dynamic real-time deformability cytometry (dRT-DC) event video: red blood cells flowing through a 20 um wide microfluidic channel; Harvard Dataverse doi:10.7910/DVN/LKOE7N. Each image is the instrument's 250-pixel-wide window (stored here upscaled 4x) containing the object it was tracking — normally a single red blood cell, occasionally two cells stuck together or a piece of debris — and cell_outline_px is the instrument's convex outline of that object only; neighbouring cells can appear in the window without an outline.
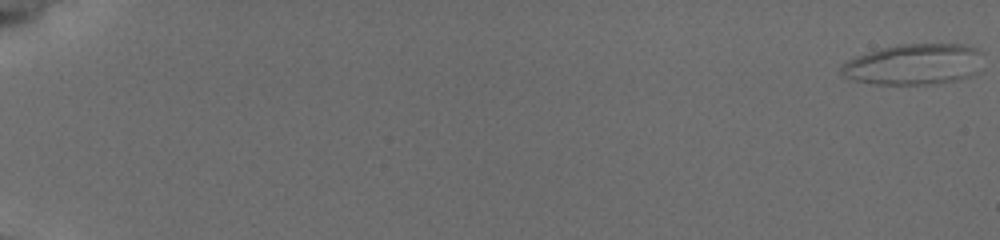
{"species": "common noctule bat (a hibernating species)", "species_latin": "Nyctalus noctula", "temperature_condition": "cold", "stored_images_in_passage": 57, "camera_frame_rate_fps": 3000, "um_per_image_px": 0.085, "animal": {"sex": "female", "body_mass_g": 19.5, "forearm_length_mm": 54.1}, "frame": {"image": 1, "passage_image": 1, "time_ms": 0.0, "image_size_px": [1000, 240], "cell_outline_px": [[984, 68], [980, 72], [972, 76], [960, 80], [928, 84], [876, 84], [856, 80], [840, 76], [840, 64], [856, 56], [868, 52], [900, 44], [964, 44], [980, 48], [984, 52]], "centroid_in_image_um": [77.8, 5.46], "position_along_channel_um": 7.2, "area_um2": 34.62}}
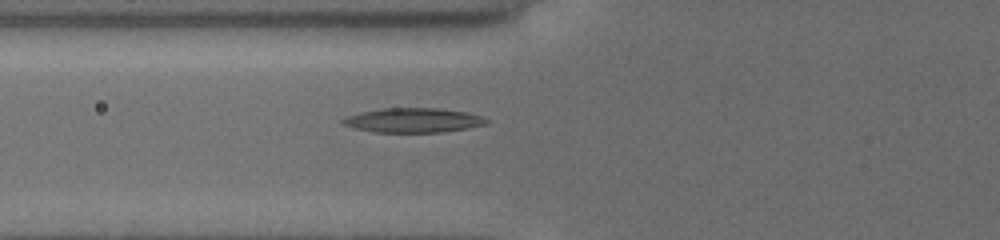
{"frame": {"image": 2, "passage_image": 43, "time_ms": 8.0, "image_size_px": [1000, 240], "cell_outline_px": [[492, 120], [488, 124], [468, 128], [440, 132], [376, 132], [356, 128], [340, 124], [340, 120], [348, 116], [360, 112], [384, 108], [436, 108], [464, 112], [480, 116]], "centroid_in_image_um": [35.13, 10.22], "position_along_channel_um": 90.7, "area_um2": 20.4}}
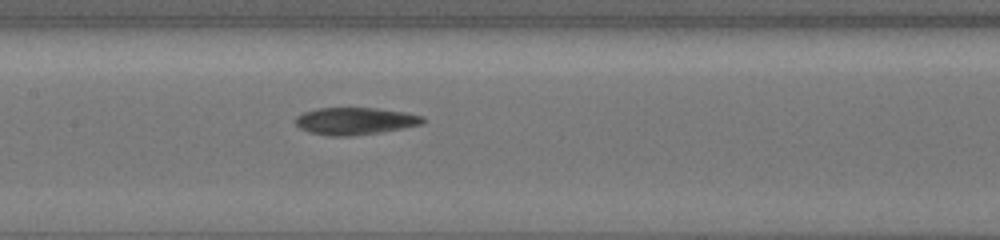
{"frame": {"image": 3, "passage_image": 55, "time_ms": 10.333, "image_size_px": [1000, 240], "cell_outline_px": [[424, 120], [420, 124], [380, 132], [352, 136], [332, 136], [308, 132], [300, 128], [296, 124], [296, 116], [304, 112], [316, 108], [376, 108], [404, 112], [424, 116]], "centroid_in_image_um": [30.14, 10.28], "position_along_channel_um": 177.3, "area_um2": 20.0}}